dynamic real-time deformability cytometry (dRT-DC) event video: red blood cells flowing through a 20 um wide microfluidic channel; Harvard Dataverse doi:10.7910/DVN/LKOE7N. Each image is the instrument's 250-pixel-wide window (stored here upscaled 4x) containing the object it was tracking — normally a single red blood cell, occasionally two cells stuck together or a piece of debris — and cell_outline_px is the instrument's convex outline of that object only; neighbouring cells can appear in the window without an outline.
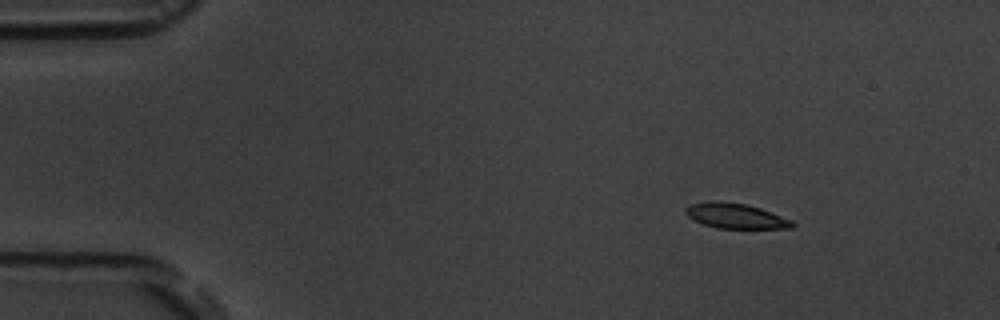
{"species": "common noctule bat (a hibernating species)", "species_latin": "Nyctalus noctula", "temperature_condition": "room temperature", "stored_images_in_passage": 4, "camera_frame_rate_fps": 3000, "um_per_image_px": 0.085, "animal": {"sex": "male", "body_mass_g": 19.5, "forearm_length_mm": 54.6}, "frame": {"image": 1, "passage_image": 1, "time_ms": 0.0, "image_size_px": [1000, 320], "cell_outline_px": [[796, 224], [792, 228], [716, 228], [692, 220], [684, 212], [684, 208], [692, 204], [712, 200], [716, 200], [748, 204], [760, 208], [792, 220]], "centroid_in_image_um": [62.5, 18.34], "position_along_channel_um": 22.5, "area_um2": 15.72}}